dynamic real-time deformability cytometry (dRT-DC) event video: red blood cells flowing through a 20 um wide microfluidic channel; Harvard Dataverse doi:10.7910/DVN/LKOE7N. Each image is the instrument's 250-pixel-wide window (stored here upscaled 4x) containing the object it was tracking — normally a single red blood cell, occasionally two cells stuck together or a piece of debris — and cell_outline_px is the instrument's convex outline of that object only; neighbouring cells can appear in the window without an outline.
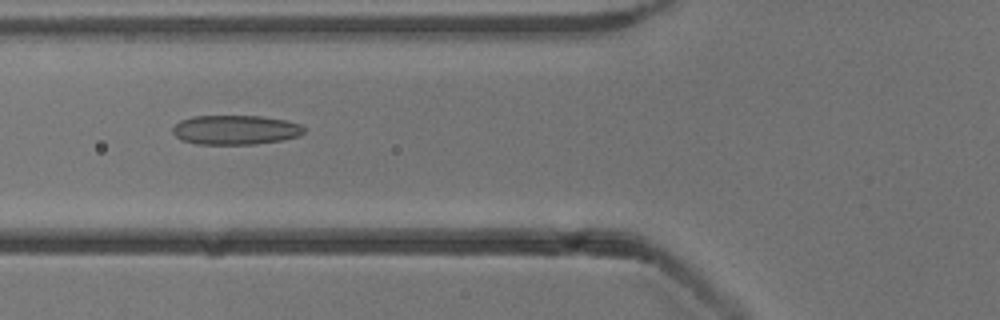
{"species": "common noctule bat (a hibernating species)", "species_latin": "Nyctalus noctula", "temperature_condition": "cold", "stored_images_in_passage": 39, "camera_frame_rate_fps": 3000, "um_per_image_px": 0.085, "animal": {"sex": "male", "body_mass_g": 13.3}, "frame": {"image": 1, "passage_image": 6, "time_ms": 1.667, "image_size_px": [1000, 320], "cell_outline_px": [[304, 132], [300, 136], [284, 140], [256, 144], [196, 144], [180, 140], [172, 132], [172, 128], [180, 120], [192, 116], [260, 116], [288, 120], [300, 124], [304, 128]], "centroid_in_image_um": [20.02, 11.04], "position_along_channel_um": 105.8, "area_um2": 22.77}}
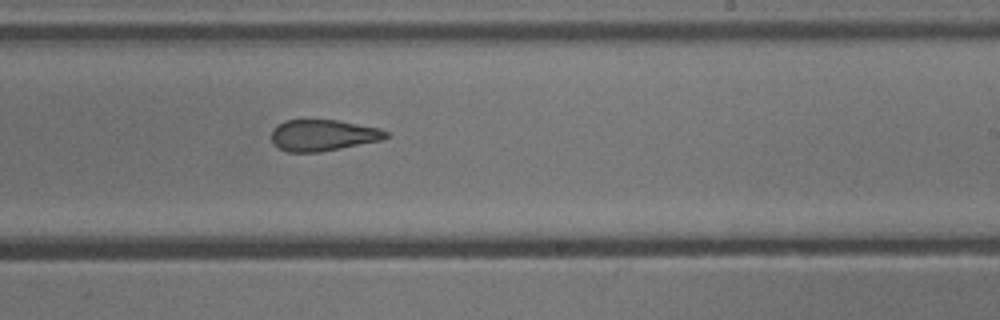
{"frame": {"image": 2, "passage_image": 18, "time_ms": 5.667, "image_size_px": [1000, 320], "cell_outline_px": [[388, 136], [384, 140], [320, 152], [288, 152], [272, 144], [272, 132], [276, 124], [284, 120], [336, 120], [380, 128], [388, 132]], "centroid_in_image_um": [27.46, 11.5], "position_along_channel_um": 261.5, "area_um2": 20.98}}
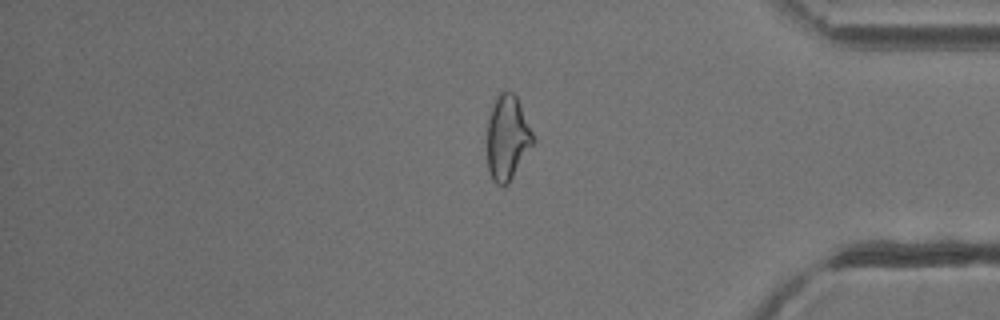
{"frame": {"image": 3, "passage_image": 30, "time_ms": 9.667, "image_size_px": [1000, 320], "cell_outline_px": [[536, 140], [508, 184], [496, 184], [492, 180], [488, 172], [488, 120], [492, 100], [504, 88], [508, 88], [516, 96], [520, 104]], "centroid_in_image_um": [43.12, 11.65], "position_along_channel_um": 392.1, "area_um2": 22.89}, "authors_computed_cell_mechanics": {"area_um2": 22.5998, "velocity_mm_per_s": 3.8853, "shape_relaxation_time_tau1_ms": null, "shape_relaxation_time_tau2_ms": 2.5952, "deformation_change_tau1": null, "deformation_change_tau2": 0.1057}}